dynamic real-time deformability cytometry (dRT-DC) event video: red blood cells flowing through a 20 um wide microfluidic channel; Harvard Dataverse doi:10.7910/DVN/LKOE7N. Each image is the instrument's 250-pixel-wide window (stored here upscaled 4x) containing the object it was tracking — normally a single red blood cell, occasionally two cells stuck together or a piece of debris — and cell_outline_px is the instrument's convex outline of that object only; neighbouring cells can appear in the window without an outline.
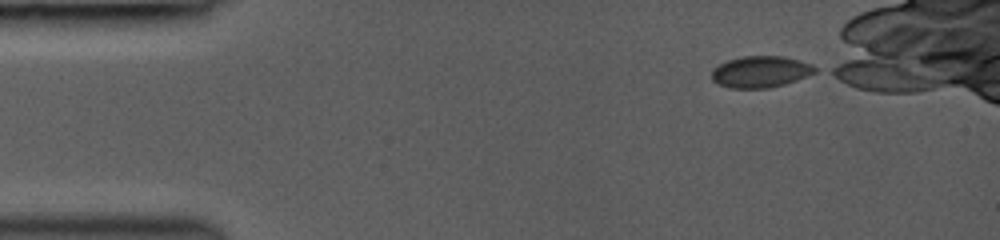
{"species": "common noctule bat (a hibernating species)", "species_latin": "Nyctalus noctula", "temperature_condition": "room temperature", "stored_images_in_passage": 26, "camera_frame_rate_fps": 3000, "um_per_image_px": 0.085, "animal": {"sex": "female", "body_mass_g": 19.0, "forearm_length_mm": 53.3}, "frame": {"image": 1, "passage_image": 1, "time_ms": 0.0, "image_size_px": [1000, 240], "cell_outline_px": [[820, 68], [816, 72], [796, 80], [784, 84], [768, 88], [728, 88], [716, 84], [712, 80], [712, 68], [728, 60], [744, 56], [784, 56], [812, 64]], "centroid_in_image_um": [64.64, 6.1], "position_along_channel_um": 20.4, "area_um2": 19.07}}
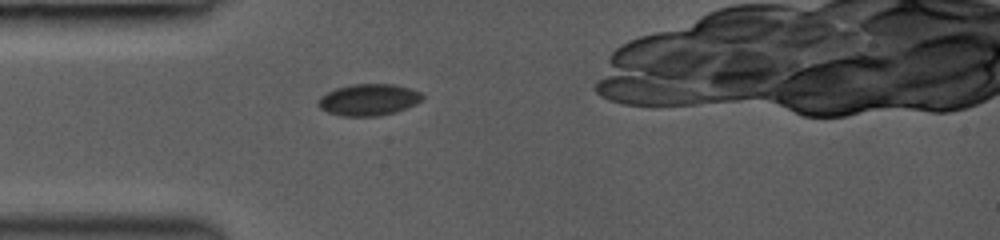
{"frame": {"image": 2, "passage_image": 13, "time_ms": 2.667, "image_size_px": [1000, 240], "cell_outline_px": [[424, 100], [416, 104], [396, 112], [376, 116], [340, 116], [328, 112], [320, 108], [316, 104], [320, 96], [336, 88], [352, 84], [392, 84], [408, 88], [420, 92], [424, 96]], "centroid_in_image_um": [31.33, 8.48], "position_along_channel_um": 53.7, "area_um2": 19.25}}
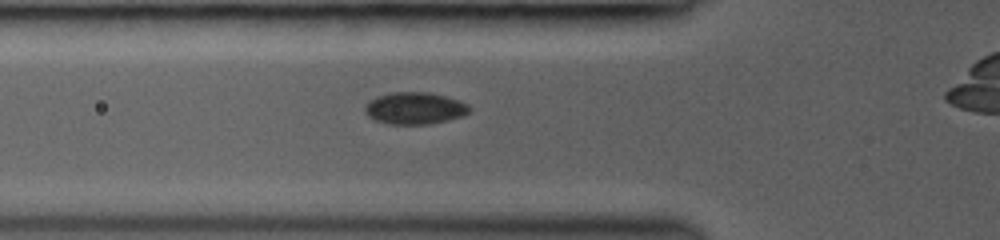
{"frame": {"image": 3, "passage_image": 22, "time_ms": 3.667, "image_size_px": [1000, 240], "cell_outline_px": [[472, 108], [464, 116], [448, 120], [428, 124], [388, 124], [372, 120], [364, 112], [364, 108], [368, 100], [376, 96], [392, 92], [428, 92], [460, 100], [468, 104]], "centroid_in_image_um": [35.23, 9.2], "position_along_channel_um": 90.6, "area_um2": 19.77}}